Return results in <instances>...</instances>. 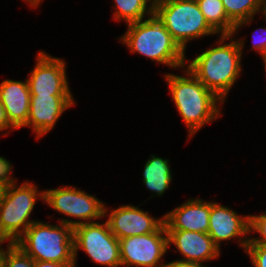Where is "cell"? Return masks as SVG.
<instances>
[{"label":"cell","mask_w":266,"mask_h":267,"mask_svg":"<svg viewBox=\"0 0 266 267\" xmlns=\"http://www.w3.org/2000/svg\"><path fill=\"white\" fill-rule=\"evenodd\" d=\"M219 45L199 54L189 65V71L222 102L241 72V54L244 41L233 38L232 42L221 45L233 35H220Z\"/></svg>","instance_id":"6da1fadb"},{"label":"cell","mask_w":266,"mask_h":267,"mask_svg":"<svg viewBox=\"0 0 266 267\" xmlns=\"http://www.w3.org/2000/svg\"><path fill=\"white\" fill-rule=\"evenodd\" d=\"M187 77L166 74L172 100L180 113L189 136L192 137L202 126L220 115L217 102L222 104L213 92L206 88L187 68Z\"/></svg>","instance_id":"7a4b0ae2"},{"label":"cell","mask_w":266,"mask_h":267,"mask_svg":"<svg viewBox=\"0 0 266 267\" xmlns=\"http://www.w3.org/2000/svg\"><path fill=\"white\" fill-rule=\"evenodd\" d=\"M127 25V32L120 40L132 53H139L171 68L184 67L185 52L154 14L144 21Z\"/></svg>","instance_id":"3957f363"},{"label":"cell","mask_w":266,"mask_h":267,"mask_svg":"<svg viewBox=\"0 0 266 267\" xmlns=\"http://www.w3.org/2000/svg\"><path fill=\"white\" fill-rule=\"evenodd\" d=\"M37 261L75 262L73 228L64 223H32L15 242Z\"/></svg>","instance_id":"277c9868"},{"label":"cell","mask_w":266,"mask_h":267,"mask_svg":"<svg viewBox=\"0 0 266 267\" xmlns=\"http://www.w3.org/2000/svg\"><path fill=\"white\" fill-rule=\"evenodd\" d=\"M153 8V14L184 52L188 41L217 33L206 21L196 0H158Z\"/></svg>","instance_id":"5b68a950"},{"label":"cell","mask_w":266,"mask_h":267,"mask_svg":"<svg viewBox=\"0 0 266 267\" xmlns=\"http://www.w3.org/2000/svg\"><path fill=\"white\" fill-rule=\"evenodd\" d=\"M38 196L44 201V191L38 193L37 186L27 181L5 190L0 205V239L15 243L35 222L28 219Z\"/></svg>","instance_id":"8992f818"},{"label":"cell","mask_w":266,"mask_h":267,"mask_svg":"<svg viewBox=\"0 0 266 267\" xmlns=\"http://www.w3.org/2000/svg\"><path fill=\"white\" fill-rule=\"evenodd\" d=\"M74 259L82 249L98 264L108 267L122 266L119 239L111 232L108 222H88L73 228Z\"/></svg>","instance_id":"52a82bcc"},{"label":"cell","mask_w":266,"mask_h":267,"mask_svg":"<svg viewBox=\"0 0 266 267\" xmlns=\"http://www.w3.org/2000/svg\"><path fill=\"white\" fill-rule=\"evenodd\" d=\"M44 201L57 212L80 219L79 221H71L68 219L59 220L72 228L85 223L93 222V219H100L108 213L104 203L99 201L93 195L76 189V187H66L50 189L44 191Z\"/></svg>","instance_id":"ba28073f"},{"label":"cell","mask_w":266,"mask_h":267,"mask_svg":"<svg viewBox=\"0 0 266 267\" xmlns=\"http://www.w3.org/2000/svg\"><path fill=\"white\" fill-rule=\"evenodd\" d=\"M119 245L122 266L163 267L160 259L168 249L165 225L163 223L153 233L119 239Z\"/></svg>","instance_id":"9c48e42d"},{"label":"cell","mask_w":266,"mask_h":267,"mask_svg":"<svg viewBox=\"0 0 266 267\" xmlns=\"http://www.w3.org/2000/svg\"><path fill=\"white\" fill-rule=\"evenodd\" d=\"M65 62L39 52L35 68L27 79L31 95H71Z\"/></svg>","instance_id":"30bf717a"},{"label":"cell","mask_w":266,"mask_h":267,"mask_svg":"<svg viewBox=\"0 0 266 267\" xmlns=\"http://www.w3.org/2000/svg\"><path fill=\"white\" fill-rule=\"evenodd\" d=\"M72 95H31L28 121L37 138L48 133L62 113L74 105Z\"/></svg>","instance_id":"8fae6325"},{"label":"cell","mask_w":266,"mask_h":267,"mask_svg":"<svg viewBox=\"0 0 266 267\" xmlns=\"http://www.w3.org/2000/svg\"><path fill=\"white\" fill-rule=\"evenodd\" d=\"M148 211H143L137 206L123 205L108 213V224L111 232L123 239L134 235H145L155 232L163 223L164 218L151 217Z\"/></svg>","instance_id":"7c38bea8"},{"label":"cell","mask_w":266,"mask_h":267,"mask_svg":"<svg viewBox=\"0 0 266 267\" xmlns=\"http://www.w3.org/2000/svg\"><path fill=\"white\" fill-rule=\"evenodd\" d=\"M166 231L168 246L174 244L184 257L182 259L184 261L202 263L220 255V248L214 244L208 233L187 230Z\"/></svg>","instance_id":"4fadbf2b"},{"label":"cell","mask_w":266,"mask_h":267,"mask_svg":"<svg viewBox=\"0 0 266 267\" xmlns=\"http://www.w3.org/2000/svg\"><path fill=\"white\" fill-rule=\"evenodd\" d=\"M211 202L188 200L163 216L166 230L208 233Z\"/></svg>","instance_id":"5bb4252c"},{"label":"cell","mask_w":266,"mask_h":267,"mask_svg":"<svg viewBox=\"0 0 266 267\" xmlns=\"http://www.w3.org/2000/svg\"><path fill=\"white\" fill-rule=\"evenodd\" d=\"M250 215L239 216L228 207L211 202L208 234L219 248L220 242L246 236L249 232Z\"/></svg>","instance_id":"9a60e30c"},{"label":"cell","mask_w":266,"mask_h":267,"mask_svg":"<svg viewBox=\"0 0 266 267\" xmlns=\"http://www.w3.org/2000/svg\"><path fill=\"white\" fill-rule=\"evenodd\" d=\"M0 100L10 124L15 129L24 127L28 121L31 101L28 81L4 80L0 84Z\"/></svg>","instance_id":"2e32d148"},{"label":"cell","mask_w":266,"mask_h":267,"mask_svg":"<svg viewBox=\"0 0 266 267\" xmlns=\"http://www.w3.org/2000/svg\"><path fill=\"white\" fill-rule=\"evenodd\" d=\"M168 163V159L154 155L145 163L143 182L152 194L155 192L157 196H161L169 188L172 174Z\"/></svg>","instance_id":"e0dca14e"},{"label":"cell","mask_w":266,"mask_h":267,"mask_svg":"<svg viewBox=\"0 0 266 267\" xmlns=\"http://www.w3.org/2000/svg\"><path fill=\"white\" fill-rule=\"evenodd\" d=\"M266 0H222L228 18L236 25L233 34L244 24H250L257 12H262Z\"/></svg>","instance_id":"ac0fdd59"},{"label":"cell","mask_w":266,"mask_h":267,"mask_svg":"<svg viewBox=\"0 0 266 267\" xmlns=\"http://www.w3.org/2000/svg\"><path fill=\"white\" fill-rule=\"evenodd\" d=\"M208 24L221 35H233L235 24L228 18L222 0H196Z\"/></svg>","instance_id":"d6986e66"},{"label":"cell","mask_w":266,"mask_h":267,"mask_svg":"<svg viewBox=\"0 0 266 267\" xmlns=\"http://www.w3.org/2000/svg\"><path fill=\"white\" fill-rule=\"evenodd\" d=\"M116 11H114V19H124L127 24L143 20L145 15H153V0H115ZM150 2L149 8L147 7Z\"/></svg>","instance_id":"ffe728a7"},{"label":"cell","mask_w":266,"mask_h":267,"mask_svg":"<svg viewBox=\"0 0 266 267\" xmlns=\"http://www.w3.org/2000/svg\"><path fill=\"white\" fill-rule=\"evenodd\" d=\"M250 217V226H249V232H258L260 234L259 238H248L244 237L240 238L241 247L244 249L247 245H260V246H266V212L262 215H251Z\"/></svg>","instance_id":"44dd1931"},{"label":"cell","mask_w":266,"mask_h":267,"mask_svg":"<svg viewBox=\"0 0 266 267\" xmlns=\"http://www.w3.org/2000/svg\"><path fill=\"white\" fill-rule=\"evenodd\" d=\"M4 267H34V259L18 245L9 242L4 258Z\"/></svg>","instance_id":"7402d4cb"},{"label":"cell","mask_w":266,"mask_h":267,"mask_svg":"<svg viewBox=\"0 0 266 267\" xmlns=\"http://www.w3.org/2000/svg\"><path fill=\"white\" fill-rule=\"evenodd\" d=\"M245 251L254 267H266V246L247 245Z\"/></svg>","instance_id":"603a6c76"},{"label":"cell","mask_w":266,"mask_h":267,"mask_svg":"<svg viewBox=\"0 0 266 267\" xmlns=\"http://www.w3.org/2000/svg\"><path fill=\"white\" fill-rule=\"evenodd\" d=\"M11 169L10 162L4 157H0V186L5 189L15 185V179L9 175L12 171Z\"/></svg>","instance_id":"cb8c5ba5"},{"label":"cell","mask_w":266,"mask_h":267,"mask_svg":"<svg viewBox=\"0 0 266 267\" xmlns=\"http://www.w3.org/2000/svg\"><path fill=\"white\" fill-rule=\"evenodd\" d=\"M262 30L263 31V33H265V34H263V35H260V36H258V35H253L252 36V42H253V47H252V49H256L257 50V52H259L260 53V55L264 58V57H266V27L265 28H258L257 30ZM256 36H258V37H256Z\"/></svg>","instance_id":"d4e9b609"},{"label":"cell","mask_w":266,"mask_h":267,"mask_svg":"<svg viewBox=\"0 0 266 267\" xmlns=\"http://www.w3.org/2000/svg\"><path fill=\"white\" fill-rule=\"evenodd\" d=\"M76 262H51V261H37L34 260V267H75L77 264Z\"/></svg>","instance_id":"484cf974"},{"label":"cell","mask_w":266,"mask_h":267,"mask_svg":"<svg viewBox=\"0 0 266 267\" xmlns=\"http://www.w3.org/2000/svg\"><path fill=\"white\" fill-rule=\"evenodd\" d=\"M8 128L15 130V128L10 124L8 120L5 108L0 100V132Z\"/></svg>","instance_id":"4316f807"},{"label":"cell","mask_w":266,"mask_h":267,"mask_svg":"<svg viewBox=\"0 0 266 267\" xmlns=\"http://www.w3.org/2000/svg\"><path fill=\"white\" fill-rule=\"evenodd\" d=\"M163 267H205V266H202L201 263L189 262L180 259L172 261L167 264L163 263Z\"/></svg>","instance_id":"83f0119b"},{"label":"cell","mask_w":266,"mask_h":267,"mask_svg":"<svg viewBox=\"0 0 266 267\" xmlns=\"http://www.w3.org/2000/svg\"><path fill=\"white\" fill-rule=\"evenodd\" d=\"M6 240L0 239V245H2ZM6 251L0 246V267H4V258Z\"/></svg>","instance_id":"f1b7e54d"},{"label":"cell","mask_w":266,"mask_h":267,"mask_svg":"<svg viewBox=\"0 0 266 267\" xmlns=\"http://www.w3.org/2000/svg\"><path fill=\"white\" fill-rule=\"evenodd\" d=\"M25 1H27L30 4V6L34 8L38 7V5L41 3V0H25Z\"/></svg>","instance_id":"f546056e"},{"label":"cell","mask_w":266,"mask_h":267,"mask_svg":"<svg viewBox=\"0 0 266 267\" xmlns=\"http://www.w3.org/2000/svg\"><path fill=\"white\" fill-rule=\"evenodd\" d=\"M5 190H6L5 188L0 186V205L2 203V199H3V196H4Z\"/></svg>","instance_id":"4dcf8cb0"},{"label":"cell","mask_w":266,"mask_h":267,"mask_svg":"<svg viewBox=\"0 0 266 267\" xmlns=\"http://www.w3.org/2000/svg\"><path fill=\"white\" fill-rule=\"evenodd\" d=\"M265 16V20H266V1H265V4H264V7H263V11H262Z\"/></svg>","instance_id":"1f68e13d"},{"label":"cell","mask_w":266,"mask_h":267,"mask_svg":"<svg viewBox=\"0 0 266 267\" xmlns=\"http://www.w3.org/2000/svg\"><path fill=\"white\" fill-rule=\"evenodd\" d=\"M264 65H265V71H266V57L263 58Z\"/></svg>","instance_id":"d6a6232c"}]
</instances>
